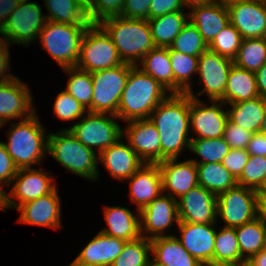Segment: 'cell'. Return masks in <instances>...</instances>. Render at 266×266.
Segmentation results:
<instances>
[{"instance_id":"6da1fadb","label":"cell","mask_w":266,"mask_h":266,"mask_svg":"<svg viewBox=\"0 0 266 266\" xmlns=\"http://www.w3.org/2000/svg\"><path fill=\"white\" fill-rule=\"evenodd\" d=\"M189 109L190 96L187 93H169L151 112L149 118L160 135L161 162L166 159H178L185 148L190 150Z\"/></svg>"},{"instance_id":"7a4b0ae2","label":"cell","mask_w":266,"mask_h":266,"mask_svg":"<svg viewBox=\"0 0 266 266\" xmlns=\"http://www.w3.org/2000/svg\"><path fill=\"white\" fill-rule=\"evenodd\" d=\"M167 96L166 89L134 65L129 71L116 116L125 123L149 118Z\"/></svg>"},{"instance_id":"3957f363","label":"cell","mask_w":266,"mask_h":266,"mask_svg":"<svg viewBox=\"0 0 266 266\" xmlns=\"http://www.w3.org/2000/svg\"><path fill=\"white\" fill-rule=\"evenodd\" d=\"M99 25L111 37L123 62L137 63L156 46L148 20L112 16Z\"/></svg>"},{"instance_id":"277c9868","label":"cell","mask_w":266,"mask_h":266,"mask_svg":"<svg viewBox=\"0 0 266 266\" xmlns=\"http://www.w3.org/2000/svg\"><path fill=\"white\" fill-rule=\"evenodd\" d=\"M45 130L37 113L12 123L6 133L7 143H3L18 169L32 168L35 164L41 166L48 149L49 134L45 135Z\"/></svg>"},{"instance_id":"5b68a950","label":"cell","mask_w":266,"mask_h":266,"mask_svg":"<svg viewBox=\"0 0 266 266\" xmlns=\"http://www.w3.org/2000/svg\"><path fill=\"white\" fill-rule=\"evenodd\" d=\"M47 153L71 173L98 180V153L83 145L69 129L49 133Z\"/></svg>"},{"instance_id":"8992f818","label":"cell","mask_w":266,"mask_h":266,"mask_svg":"<svg viewBox=\"0 0 266 266\" xmlns=\"http://www.w3.org/2000/svg\"><path fill=\"white\" fill-rule=\"evenodd\" d=\"M89 26L47 21L39 33V41L62 69L76 67L81 41Z\"/></svg>"},{"instance_id":"52a82bcc","label":"cell","mask_w":266,"mask_h":266,"mask_svg":"<svg viewBox=\"0 0 266 266\" xmlns=\"http://www.w3.org/2000/svg\"><path fill=\"white\" fill-rule=\"evenodd\" d=\"M123 63L107 32L99 24H91L83 35L76 67L93 73Z\"/></svg>"},{"instance_id":"ba28073f","label":"cell","mask_w":266,"mask_h":266,"mask_svg":"<svg viewBox=\"0 0 266 266\" xmlns=\"http://www.w3.org/2000/svg\"><path fill=\"white\" fill-rule=\"evenodd\" d=\"M115 118L118 117L112 114L87 112L77 123L65 129H69L83 145L97 150L99 155L123 137V130Z\"/></svg>"},{"instance_id":"9c48e42d","label":"cell","mask_w":266,"mask_h":266,"mask_svg":"<svg viewBox=\"0 0 266 266\" xmlns=\"http://www.w3.org/2000/svg\"><path fill=\"white\" fill-rule=\"evenodd\" d=\"M133 66V64L124 62L117 67L91 73L93 82L92 113L117 115L121 94Z\"/></svg>"},{"instance_id":"30bf717a","label":"cell","mask_w":266,"mask_h":266,"mask_svg":"<svg viewBox=\"0 0 266 266\" xmlns=\"http://www.w3.org/2000/svg\"><path fill=\"white\" fill-rule=\"evenodd\" d=\"M43 15L37 2L20 0L1 27L0 35L9 45L29 46L32 41L39 39V33L47 22Z\"/></svg>"},{"instance_id":"8fae6325","label":"cell","mask_w":266,"mask_h":266,"mask_svg":"<svg viewBox=\"0 0 266 266\" xmlns=\"http://www.w3.org/2000/svg\"><path fill=\"white\" fill-rule=\"evenodd\" d=\"M44 170L33 168L18 169L12 180L10 192L3 193V211L18 209L22 204L52 193L57 185L52 175ZM19 203H18V202Z\"/></svg>"},{"instance_id":"7c38bea8","label":"cell","mask_w":266,"mask_h":266,"mask_svg":"<svg viewBox=\"0 0 266 266\" xmlns=\"http://www.w3.org/2000/svg\"><path fill=\"white\" fill-rule=\"evenodd\" d=\"M225 227H237L258 217L256 190L239 186L217 195V218Z\"/></svg>"},{"instance_id":"4fadbf2b","label":"cell","mask_w":266,"mask_h":266,"mask_svg":"<svg viewBox=\"0 0 266 266\" xmlns=\"http://www.w3.org/2000/svg\"><path fill=\"white\" fill-rule=\"evenodd\" d=\"M233 60L221 56L210 49L205 50L198 58L199 84L203 86L196 95L193 90L187 94L197 99L198 95L206 93L210 101H221L225 95L229 70Z\"/></svg>"},{"instance_id":"5bb4252c","label":"cell","mask_w":266,"mask_h":266,"mask_svg":"<svg viewBox=\"0 0 266 266\" xmlns=\"http://www.w3.org/2000/svg\"><path fill=\"white\" fill-rule=\"evenodd\" d=\"M139 215L141 236L149 240L168 236L166 230L179 224L177 200L164 193L142 208Z\"/></svg>"},{"instance_id":"9a60e30c","label":"cell","mask_w":266,"mask_h":266,"mask_svg":"<svg viewBox=\"0 0 266 266\" xmlns=\"http://www.w3.org/2000/svg\"><path fill=\"white\" fill-rule=\"evenodd\" d=\"M30 92L17 76L0 83V128L12 119H28L36 113Z\"/></svg>"},{"instance_id":"2e32d148","label":"cell","mask_w":266,"mask_h":266,"mask_svg":"<svg viewBox=\"0 0 266 266\" xmlns=\"http://www.w3.org/2000/svg\"><path fill=\"white\" fill-rule=\"evenodd\" d=\"M226 6L230 23L243 39L266 37V2L236 0Z\"/></svg>"},{"instance_id":"e0dca14e","label":"cell","mask_w":266,"mask_h":266,"mask_svg":"<svg viewBox=\"0 0 266 266\" xmlns=\"http://www.w3.org/2000/svg\"><path fill=\"white\" fill-rule=\"evenodd\" d=\"M211 102L208 106L201 99L190 97L189 122L195 138L223 137L228 120V110L223 109L226 104L223 101Z\"/></svg>"},{"instance_id":"ac0fdd59","label":"cell","mask_w":266,"mask_h":266,"mask_svg":"<svg viewBox=\"0 0 266 266\" xmlns=\"http://www.w3.org/2000/svg\"><path fill=\"white\" fill-rule=\"evenodd\" d=\"M179 222L217 223V195L201 185L177 199Z\"/></svg>"},{"instance_id":"d6986e66","label":"cell","mask_w":266,"mask_h":266,"mask_svg":"<svg viewBox=\"0 0 266 266\" xmlns=\"http://www.w3.org/2000/svg\"><path fill=\"white\" fill-rule=\"evenodd\" d=\"M123 137L146 164L161 162L160 135L150 118L126 122ZM125 135V136H124Z\"/></svg>"},{"instance_id":"ffe728a7","label":"cell","mask_w":266,"mask_h":266,"mask_svg":"<svg viewBox=\"0 0 266 266\" xmlns=\"http://www.w3.org/2000/svg\"><path fill=\"white\" fill-rule=\"evenodd\" d=\"M217 223H187L179 222L178 237L182 246L204 266H213V251L215 245Z\"/></svg>"},{"instance_id":"44dd1931","label":"cell","mask_w":266,"mask_h":266,"mask_svg":"<svg viewBox=\"0 0 266 266\" xmlns=\"http://www.w3.org/2000/svg\"><path fill=\"white\" fill-rule=\"evenodd\" d=\"M158 165L162 177V193L177 200L198 185L197 167L191 159L181 162L177 158L166 159Z\"/></svg>"},{"instance_id":"7402d4cb","label":"cell","mask_w":266,"mask_h":266,"mask_svg":"<svg viewBox=\"0 0 266 266\" xmlns=\"http://www.w3.org/2000/svg\"><path fill=\"white\" fill-rule=\"evenodd\" d=\"M57 188L50 194L22 204L18 222L53 229L62 228L61 202Z\"/></svg>"},{"instance_id":"603a6c76","label":"cell","mask_w":266,"mask_h":266,"mask_svg":"<svg viewBox=\"0 0 266 266\" xmlns=\"http://www.w3.org/2000/svg\"><path fill=\"white\" fill-rule=\"evenodd\" d=\"M121 137L116 143L104 149L99 154V161L104 165L109 174L120 181H127L145 163L137 153L124 143Z\"/></svg>"},{"instance_id":"cb8c5ba5","label":"cell","mask_w":266,"mask_h":266,"mask_svg":"<svg viewBox=\"0 0 266 266\" xmlns=\"http://www.w3.org/2000/svg\"><path fill=\"white\" fill-rule=\"evenodd\" d=\"M130 199L141 210L162 194V177L158 164L142 165L130 178Z\"/></svg>"},{"instance_id":"d4e9b609","label":"cell","mask_w":266,"mask_h":266,"mask_svg":"<svg viewBox=\"0 0 266 266\" xmlns=\"http://www.w3.org/2000/svg\"><path fill=\"white\" fill-rule=\"evenodd\" d=\"M126 242L98 232L71 263L111 266Z\"/></svg>"},{"instance_id":"484cf974","label":"cell","mask_w":266,"mask_h":266,"mask_svg":"<svg viewBox=\"0 0 266 266\" xmlns=\"http://www.w3.org/2000/svg\"><path fill=\"white\" fill-rule=\"evenodd\" d=\"M188 13L189 21L198 28L207 44L230 23L226 4L218 1L209 5L192 7Z\"/></svg>"},{"instance_id":"4316f807","label":"cell","mask_w":266,"mask_h":266,"mask_svg":"<svg viewBox=\"0 0 266 266\" xmlns=\"http://www.w3.org/2000/svg\"><path fill=\"white\" fill-rule=\"evenodd\" d=\"M104 219L107 227L100 230L105 235L133 241L141 237L139 210L136 214L126 207L105 206Z\"/></svg>"},{"instance_id":"83f0119b","label":"cell","mask_w":266,"mask_h":266,"mask_svg":"<svg viewBox=\"0 0 266 266\" xmlns=\"http://www.w3.org/2000/svg\"><path fill=\"white\" fill-rule=\"evenodd\" d=\"M151 258L164 266H204L194 258L173 234L150 240Z\"/></svg>"},{"instance_id":"f1b7e54d","label":"cell","mask_w":266,"mask_h":266,"mask_svg":"<svg viewBox=\"0 0 266 266\" xmlns=\"http://www.w3.org/2000/svg\"><path fill=\"white\" fill-rule=\"evenodd\" d=\"M259 97L255 72L232 65L229 70L224 98L226 105Z\"/></svg>"},{"instance_id":"f546056e","label":"cell","mask_w":266,"mask_h":266,"mask_svg":"<svg viewBox=\"0 0 266 266\" xmlns=\"http://www.w3.org/2000/svg\"><path fill=\"white\" fill-rule=\"evenodd\" d=\"M136 66L173 94V71L168 47H155Z\"/></svg>"},{"instance_id":"4dcf8cb0","label":"cell","mask_w":266,"mask_h":266,"mask_svg":"<svg viewBox=\"0 0 266 266\" xmlns=\"http://www.w3.org/2000/svg\"><path fill=\"white\" fill-rule=\"evenodd\" d=\"M229 108L228 118L233 123L253 133L260 131L266 111L265 98L259 96L251 100L231 103Z\"/></svg>"},{"instance_id":"1f68e13d","label":"cell","mask_w":266,"mask_h":266,"mask_svg":"<svg viewBox=\"0 0 266 266\" xmlns=\"http://www.w3.org/2000/svg\"><path fill=\"white\" fill-rule=\"evenodd\" d=\"M189 13L183 11L167 13L148 19L152 39L156 47H170L184 25L188 22Z\"/></svg>"},{"instance_id":"d6a6232c","label":"cell","mask_w":266,"mask_h":266,"mask_svg":"<svg viewBox=\"0 0 266 266\" xmlns=\"http://www.w3.org/2000/svg\"><path fill=\"white\" fill-rule=\"evenodd\" d=\"M47 21L72 25H91L87 6L80 0H44Z\"/></svg>"},{"instance_id":"836d02e7","label":"cell","mask_w":266,"mask_h":266,"mask_svg":"<svg viewBox=\"0 0 266 266\" xmlns=\"http://www.w3.org/2000/svg\"><path fill=\"white\" fill-rule=\"evenodd\" d=\"M198 185L218 195L238 185L235 177L222 163L196 164Z\"/></svg>"},{"instance_id":"e575fe53","label":"cell","mask_w":266,"mask_h":266,"mask_svg":"<svg viewBox=\"0 0 266 266\" xmlns=\"http://www.w3.org/2000/svg\"><path fill=\"white\" fill-rule=\"evenodd\" d=\"M245 261L241 257L234 227L223 226L216 231L213 266H229Z\"/></svg>"},{"instance_id":"d590c367","label":"cell","mask_w":266,"mask_h":266,"mask_svg":"<svg viewBox=\"0 0 266 266\" xmlns=\"http://www.w3.org/2000/svg\"><path fill=\"white\" fill-rule=\"evenodd\" d=\"M239 243L241 257L248 260L264 249L266 222L256 218L249 223L234 227Z\"/></svg>"},{"instance_id":"8d00e7d4","label":"cell","mask_w":266,"mask_h":266,"mask_svg":"<svg viewBox=\"0 0 266 266\" xmlns=\"http://www.w3.org/2000/svg\"><path fill=\"white\" fill-rule=\"evenodd\" d=\"M169 57L173 71V94L187 93L193 89L191 79L195 73H198L199 57L175 50H169Z\"/></svg>"},{"instance_id":"74e56055","label":"cell","mask_w":266,"mask_h":266,"mask_svg":"<svg viewBox=\"0 0 266 266\" xmlns=\"http://www.w3.org/2000/svg\"><path fill=\"white\" fill-rule=\"evenodd\" d=\"M266 63V37L243 39L233 64L256 72Z\"/></svg>"},{"instance_id":"f35d334b","label":"cell","mask_w":266,"mask_h":266,"mask_svg":"<svg viewBox=\"0 0 266 266\" xmlns=\"http://www.w3.org/2000/svg\"><path fill=\"white\" fill-rule=\"evenodd\" d=\"M63 71L70 75L65 90L71 94L88 112H91L93 96V82L91 73L77 67L64 68Z\"/></svg>"},{"instance_id":"ab89813d","label":"cell","mask_w":266,"mask_h":266,"mask_svg":"<svg viewBox=\"0 0 266 266\" xmlns=\"http://www.w3.org/2000/svg\"><path fill=\"white\" fill-rule=\"evenodd\" d=\"M229 150L230 146L223 137L191 138L190 151L201 157L199 161L191 159L195 164L221 163Z\"/></svg>"},{"instance_id":"60d3db41","label":"cell","mask_w":266,"mask_h":266,"mask_svg":"<svg viewBox=\"0 0 266 266\" xmlns=\"http://www.w3.org/2000/svg\"><path fill=\"white\" fill-rule=\"evenodd\" d=\"M150 254V240L141 236L139 239L127 241L111 266H148Z\"/></svg>"},{"instance_id":"b9f144b4","label":"cell","mask_w":266,"mask_h":266,"mask_svg":"<svg viewBox=\"0 0 266 266\" xmlns=\"http://www.w3.org/2000/svg\"><path fill=\"white\" fill-rule=\"evenodd\" d=\"M168 49L199 57L208 49V44L199 33L198 28L188 20Z\"/></svg>"},{"instance_id":"7bdbcfd3","label":"cell","mask_w":266,"mask_h":266,"mask_svg":"<svg viewBox=\"0 0 266 266\" xmlns=\"http://www.w3.org/2000/svg\"><path fill=\"white\" fill-rule=\"evenodd\" d=\"M242 40L241 34L229 23L208 44V49L233 60L237 55Z\"/></svg>"},{"instance_id":"ee69618b","label":"cell","mask_w":266,"mask_h":266,"mask_svg":"<svg viewBox=\"0 0 266 266\" xmlns=\"http://www.w3.org/2000/svg\"><path fill=\"white\" fill-rule=\"evenodd\" d=\"M266 178V156H250L237 179L239 186L258 190Z\"/></svg>"},{"instance_id":"f6af8a7d","label":"cell","mask_w":266,"mask_h":266,"mask_svg":"<svg viewBox=\"0 0 266 266\" xmlns=\"http://www.w3.org/2000/svg\"><path fill=\"white\" fill-rule=\"evenodd\" d=\"M87 112V109L65 89L57 94L53 105V113L58 119L62 121L79 120Z\"/></svg>"},{"instance_id":"bcb514c9","label":"cell","mask_w":266,"mask_h":266,"mask_svg":"<svg viewBox=\"0 0 266 266\" xmlns=\"http://www.w3.org/2000/svg\"><path fill=\"white\" fill-rule=\"evenodd\" d=\"M125 0H91L87 6V15L91 24H99L102 20L120 16Z\"/></svg>"},{"instance_id":"7dc6e473","label":"cell","mask_w":266,"mask_h":266,"mask_svg":"<svg viewBox=\"0 0 266 266\" xmlns=\"http://www.w3.org/2000/svg\"><path fill=\"white\" fill-rule=\"evenodd\" d=\"M252 135L253 132L243 129L228 118L223 138L229 144L230 149H246Z\"/></svg>"},{"instance_id":"c3c4849f","label":"cell","mask_w":266,"mask_h":266,"mask_svg":"<svg viewBox=\"0 0 266 266\" xmlns=\"http://www.w3.org/2000/svg\"><path fill=\"white\" fill-rule=\"evenodd\" d=\"M249 157L250 155L246 149H230L221 163L237 180Z\"/></svg>"},{"instance_id":"681fc988","label":"cell","mask_w":266,"mask_h":266,"mask_svg":"<svg viewBox=\"0 0 266 266\" xmlns=\"http://www.w3.org/2000/svg\"><path fill=\"white\" fill-rule=\"evenodd\" d=\"M18 168L15 166L12 157L8 154L3 142H0V190L5 186L11 187L13 178L16 176Z\"/></svg>"},{"instance_id":"f907efd6","label":"cell","mask_w":266,"mask_h":266,"mask_svg":"<svg viewBox=\"0 0 266 266\" xmlns=\"http://www.w3.org/2000/svg\"><path fill=\"white\" fill-rule=\"evenodd\" d=\"M152 0H125L120 16L129 19H149V5Z\"/></svg>"},{"instance_id":"816d5d0a","label":"cell","mask_w":266,"mask_h":266,"mask_svg":"<svg viewBox=\"0 0 266 266\" xmlns=\"http://www.w3.org/2000/svg\"><path fill=\"white\" fill-rule=\"evenodd\" d=\"M185 5L182 0H152L149 5V19L173 13L184 11Z\"/></svg>"},{"instance_id":"f5cc1de1","label":"cell","mask_w":266,"mask_h":266,"mask_svg":"<svg viewBox=\"0 0 266 266\" xmlns=\"http://www.w3.org/2000/svg\"><path fill=\"white\" fill-rule=\"evenodd\" d=\"M8 48L9 44L0 36V83L14 76L10 72L8 73V71H10V52Z\"/></svg>"},{"instance_id":"db71d44e","label":"cell","mask_w":266,"mask_h":266,"mask_svg":"<svg viewBox=\"0 0 266 266\" xmlns=\"http://www.w3.org/2000/svg\"><path fill=\"white\" fill-rule=\"evenodd\" d=\"M246 150L250 156H266V135L253 133Z\"/></svg>"},{"instance_id":"11a10c76","label":"cell","mask_w":266,"mask_h":266,"mask_svg":"<svg viewBox=\"0 0 266 266\" xmlns=\"http://www.w3.org/2000/svg\"><path fill=\"white\" fill-rule=\"evenodd\" d=\"M19 1L20 0H0V29L10 13L17 8Z\"/></svg>"},{"instance_id":"9f6ffc18","label":"cell","mask_w":266,"mask_h":266,"mask_svg":"<svg viewBox=\"0 0 266 266\" xmlns=\"http://www.w3.org/2000/svg\"><path fill=\"white\" fill-rule=\"evenodd\" d=\"M259 96L266 99V63L255 72Z\"/></svg>"},{"instance_id":"6f0895ef","label":"cell","mask_w":266,"mask_h":266,"mask_svg":"<svg viewBox=\"0 0 266 266\" xmlns=\"http://www.w3.org/2000/svg\"><path fill=\"white\" fill-rule=\"evenodd\" d=\"M247 261L251 266H266V250H260L257 254L250 257Z\"/></svg>"},{"instance_id":"680465c9","label":"cell","mask_w":266,"mask_h":266,"mask_svg":"<svg viewBox=\"0 0 266 266\" xmlns=\"http://www.w3.org/2000/svg\"><path fill=\"white\" fill-rule=\"evenodd\" d=\"M258 218L266 222V196H257Z\"/></svg>"},{"instance_id":"91938a15","label":"cell","mask_w":266,"mask_h":266,"mask_svg":"<svg viewBox=\"0 0 266 266\" xmlns=\"http://www.w3.org/2000/svg\"><path fill=\"white\" fill-rule=\"evenodd\" d=\"M182 1L187 10L195 6L209 5L211 3L217 2L216 0H182Z\"/></svg>"},{"instance_id":"94428289","label":"cell","mask_w":266,"mask_h":266,"mask_svg":"<svg viewBox=\"0 0 266 266\" xmlns=\"http://www.w3.org/2000/svg\"><path fill=\"white\" fill-rule=\"evenodd\" d=\"M257 196H266V178L264 179L262 185L256 191Z\"/></svg>"},{"instance_id":"6125c7cd","label":"cell","mask_w":266,"mask_h":266,"mask_svg":"<svg viewBox=\"0 0 266 266\" xmlns=\"http://www.w3.org/2000/svg\"><path fill=\"white\" fill-rule=\"evenodd\" d=\"M259 132L266 135V111H265V116L263 118L262 125H261Z\"/></svg>"},{"instance_id":"be15d7a7","label":"cell","mask_w":266,"mask_h":266,"mask_svg":"<svg viewBox=\"0 0 266 266\" xmlns=\"http://www.w3.org/2000/svg\"><path fill=\"white\" fill-rule=\"evenodd\" d=\"M229 266H251L249 264V262L247 260L243 261V262H240V263H237V264H233V265H229Z\"/></svg>"},{"instance_id":"e7e4bbea","label":"cell","mask_w":266,"mask_h":266,"mask_svg":"<svg viewBox=\"0 0 266 266\" xmlns=\"http://www.w3.org/2000/svg\"><path fill=\"white\" fill-rule=\"evenodd\" d=\"M3 191L0 190V210L3 211Z\"/></svg>"},{"instance_id":"03108f58","label":"cell","mask_w":266,"mask_h":266,"mask_svg":"<svg viewBox=\"0 0 266 266\" xmlns=\"http://www.w3.org/2000/svg\"><path fill=\"white\" fill-rule=\"evenodd\" d=\"M69 266H100V265H87V264H79V263H70Z\"/></svg>"},{"instance_id":"003e7915","label":"cell","mask_w":266,"mask_h":266,"mask_svg":"<svg viewBox=\"0 0 266 266\" xmlns=\"http://www.w3.org/2000/svg\"><path fill=\"white\" fill-rule=\"evenodd\" d=\"M148 266H164V265H161V264H159V263H156V262L151 258V260H150Z\"/></svg>"},{"instance_id":"a7ac6f4b","label":"cell","mask_w":266,"mask_h":266,"mask_svg":"<svg viewBox=\"0 0 266 266\" xmlns=\"http://www.w3.org/2000/svg\"><path fill=\"white\" fill-rule=\"evenodd\" d=\"M216 1L223 3V4H228L229 2L236 1V0H216Z\"/></svg>"},{"instance_id":"89a4df30","label":"cell","mask_w":266,"mask_h":266,"mask_svg":"<svg viewBox=\"0 0 266 266\" xmlns=\"http://www.w3.org/2000/svg\"><path fill=\"white\" fill-rule=\"evenodd\" d=\"M83 4L88 6V4L91 2V0H80Z\"/></svg>"},{"instance_id":"2644e50d","label":"cell","mask_w":266,"mask_h":266,"mask_svg":"<svg viewBox=\"0 0 266 266\" xmlns=\"http://www.w3.org/2000/svg\"><path fill=\"white\" fill-rule=\"evenodd\" d=\"M264 249L266 250V234H265V241H264Z\"/></svg>"}]
</instances>
